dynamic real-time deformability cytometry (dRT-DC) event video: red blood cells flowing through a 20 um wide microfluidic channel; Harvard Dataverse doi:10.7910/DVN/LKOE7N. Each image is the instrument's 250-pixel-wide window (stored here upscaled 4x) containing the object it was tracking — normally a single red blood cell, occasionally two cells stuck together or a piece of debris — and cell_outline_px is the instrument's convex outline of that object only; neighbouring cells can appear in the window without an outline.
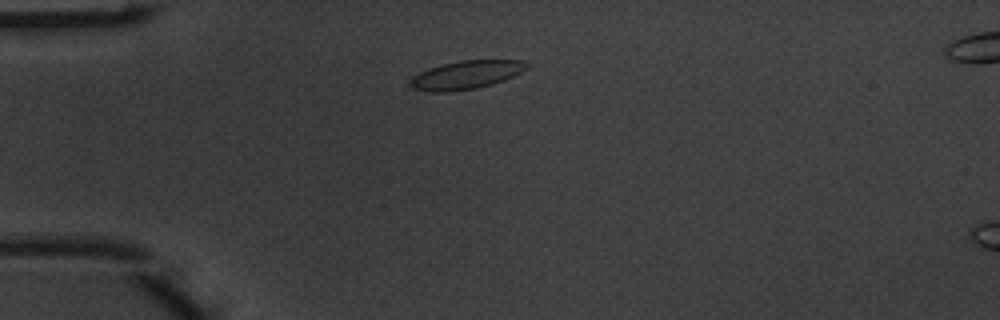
{"species": "common noctule bat (a hibernating species)", "species_latin": "Nyctalus noctula", "temperature_condition": "warm", "stored_images_in_passage": 3, "camera_frame_rate_fps": 3000, "um_per_image_px": 0.085, "animal": {"sex": "male", "body_mass_g": 20.1, "forearm_length_mm": 53.5}, "frame": {"image": 1, "passage_image": 1, "time_ms": 0.0, "image_size_px": [1000, 320], "cell_outline_px": [[532, 64], [528, 68], [504, 80], [492, 84], [476, 88], [448, 92], [428, 92], [416, 88], [412, 84], [412, 80], [420, 72], [444, 64], [460, 60], [528, 60]], "centroid_in_image_um": [39.75, 6.35], "position_along_channel_um": 45.3, "area_um2": 18.96}}
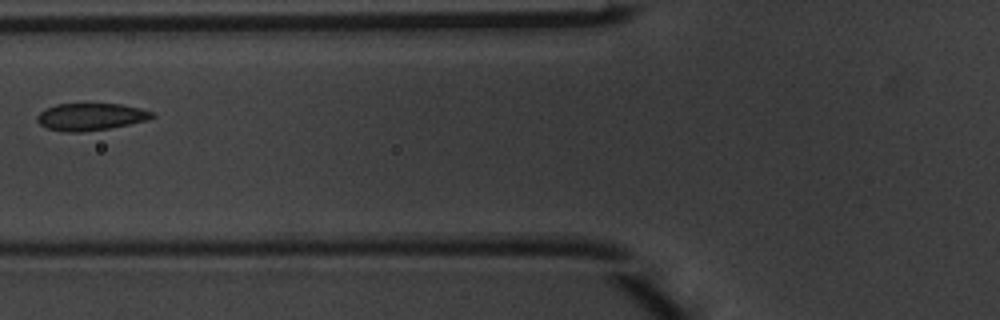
{"frame": {"image": 2, "passage_image": 3, "time_ms": 0.667, "image_size_px": [1000, 320], "cell_outline_px": [[156, 116], [148, 120], [108, 128], [76, 132], [64, 132], [48, 128], [40, 124], [36, 120], [36, 116], [40, 112], [56, 104], [120, 104], [140, 108], [152, 112]], "centroid_in_image_um": [7.7, 9.92], "position_along_channel_um": 118.1, "area_um2": 17.98}}